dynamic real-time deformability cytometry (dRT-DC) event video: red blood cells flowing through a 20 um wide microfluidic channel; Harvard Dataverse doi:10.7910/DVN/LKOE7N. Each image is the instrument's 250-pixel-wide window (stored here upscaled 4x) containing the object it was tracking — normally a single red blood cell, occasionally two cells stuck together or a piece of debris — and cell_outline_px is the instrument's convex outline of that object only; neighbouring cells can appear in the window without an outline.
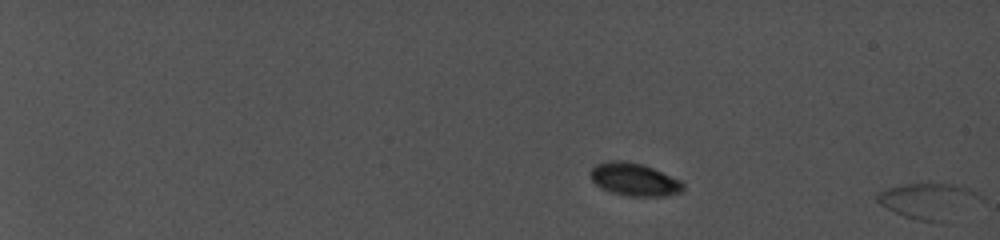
{"species": "common noctule bat (a hibernating species)", "species_latin": "Nyctalus noctula", "temperature_condition": "cold", "stored_images_in_passage": 99, "camera_frame_rate_fps": 5000, "um_per_image_px": 0.085, "animal": {"sex": "female", "body_mass_g": 19.0, "forearm_length_mm": 56.7}, "frame": {"image": 1, "passage_image": 1, "time_ms": 0.0, "image_size_px": [1000, 240], "cell_outline_px": [[984, 200], [948, 224], [936, 224], [916, 220], [904, 216], [880, 204], [876, 200], [876, 196], [880, 192], [888, 188], [904, 184], [960, 184], [980, 192], [984, 196]], "centroid_in_image_um": [79.09, 17.12], "position_along_channel_um": 5.9, "area_um2": 22.48}}
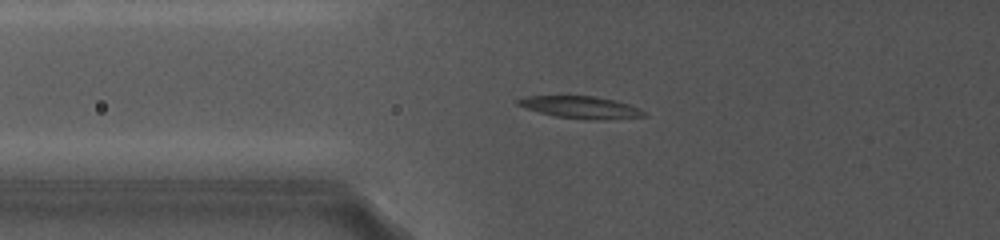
{"frame": {"image": 2, "passage_image": 79, "time_ms": 11.2, "image_size_px": [1000, 240], "cell_outline_px": [[648, 116], [584, 120], [556, 116], [540, 112], [516, 104], [516, 100], [528, 96], [596, 96], [628, 104], [640, 108], [648, 112]], "centroid_in_image_um": [49.4, 9.12], "position_along_channel_um": 76.4, "area_um2": 16.01}}
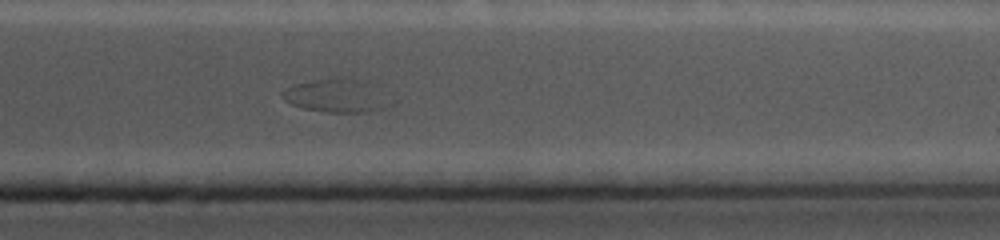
{"frame": {"image": 3, "passage_image": 98, "time_ms": 20.0, "image_size_px": [1000, 240], "cell_outline_px": [[380, 108], [364, 112], [328, 112], [304, 108], [292, 104], [284, 100], [280, 96], [280, 92], [284, 88], [296, 84], [316, 80], [340, 76], [360, 80]], "centroid_in_image_um": [28.13, 8.12], "position_along_channel_um": 383.3, "area_um2": 18.55}}